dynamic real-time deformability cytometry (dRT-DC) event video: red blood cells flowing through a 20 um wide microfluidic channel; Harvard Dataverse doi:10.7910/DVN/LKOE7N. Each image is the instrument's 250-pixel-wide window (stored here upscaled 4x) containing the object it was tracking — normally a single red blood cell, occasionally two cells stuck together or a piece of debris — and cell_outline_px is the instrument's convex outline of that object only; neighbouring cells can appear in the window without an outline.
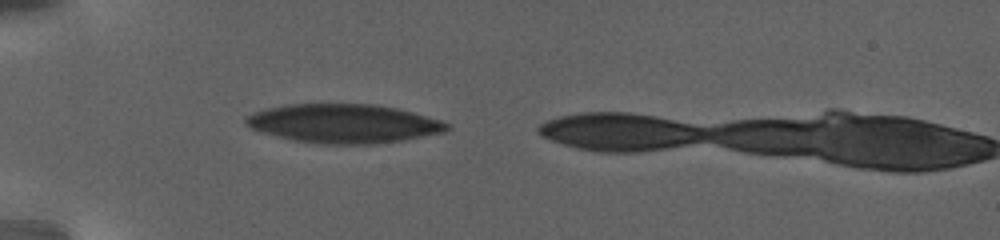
{"species": "human", "species_latin": "Homo sapiens", "temperature_condition": "warm", "stored_images_in_passage": 38, "camera_frame_rate_fps": 3000, "um_per_image_px": 0.085, "donor": {"sex": "female"}, "frame": {"image": 1, "passage_image": 1, "time_ms": 0.0, "image_size_px": [1000, 240], "cell_outline_px": [[452, 128], [444, 132], [404, 140], [372, 144], [320, 144], [292, 140], [260, 132], [244, 124], [244, 116], [264, 108], [288, 104], [376, 104], [396, 108], [412, 112], [440, 120], [448, 124]], "centroid_in_image_um": [29.17, 10.5], "position_along_channel_um": 55.8, "area_um2": 45.84}}
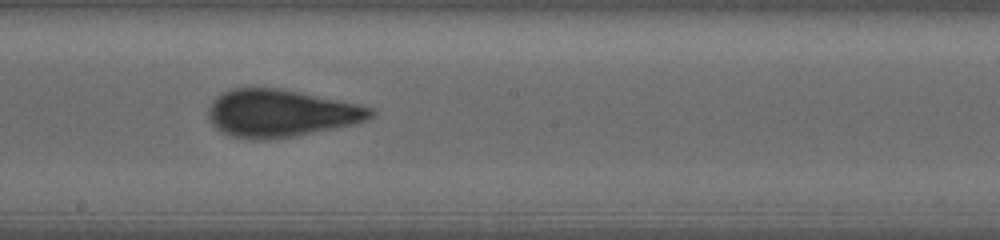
{"frame": {"image": 2, "passage_image": 17, "time_ms": 6.667, "image_size_px": [1000, 240], "cell_outline_px": [[376, 112], [372, 116], [356, 124], [296, 136], [264, 140], [252, 140], [232, 136], [220, 132], [212, 124], [208, 116], [208, 108], [212, 100], [216, 96], [232, 88], [280, 88], [360, 104], [376, 108]], "centroid_in_image_um": [23.87, 9.63], "position_along_channel_um": 224.3, "area_um2": 45.26}}
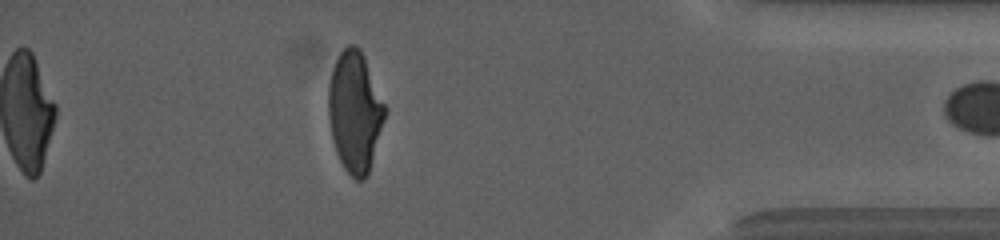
{"frame": {"image": 3, "passage_image": 38, "time_ms": 14.333, "image_size_px": [1000, 240], "cell_outline_px": [[388, 108], [368, 172], [364, 180], [356, 180], [344, 168], [336, 152], [332, 136], [328, 116], [328, 88], [332, 72], [336, 60], [340, 52], [348, 44], [356, 44], [360, 48], [364, 56]], "centroid_in_image_um": [30.18, 9.46], "position_along_channel_um": 405.0, "area_um2": 39.65}, "authors_computed_cell_mechanics": {"area_um2": 44.506, "velocity_mm_per_s": 2.7866, "shape_relaxation_time_tau1_ms": 8.8814, "shape_relaxation_time_tau2_ms": 1.1478, "deformation_change_tau1": 0.2558, "deformation_change_tau2": 0.0825}}